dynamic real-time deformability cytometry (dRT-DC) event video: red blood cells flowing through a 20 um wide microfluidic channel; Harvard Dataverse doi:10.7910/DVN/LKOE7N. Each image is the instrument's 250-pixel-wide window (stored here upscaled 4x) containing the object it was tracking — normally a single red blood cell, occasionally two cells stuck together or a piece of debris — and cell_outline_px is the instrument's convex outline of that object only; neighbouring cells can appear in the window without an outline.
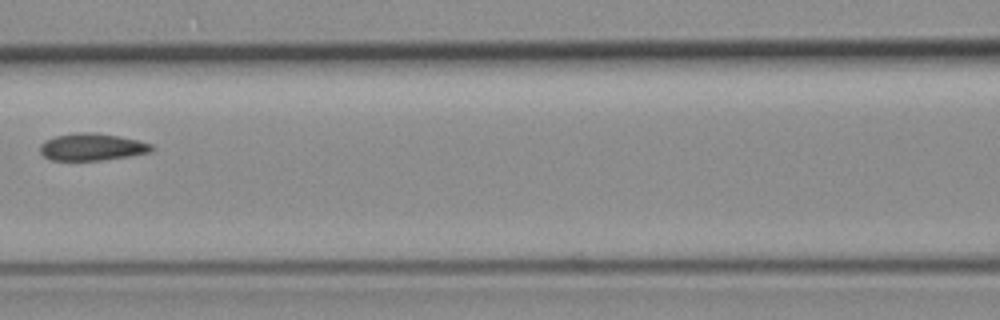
{"species": "common noctule bat (a hibernating species)", "species_latin": "Nyctalus noctula", "temperature_condition": "room temperature", "stored_images_in_passage": 4, "camera_frame_rate_fps": 3000, "um_per_image_px": 0.085, "animal": {"sex": "female", "body_mass_g": 19.3, "forearm_length_mm": 54.1}, "frame": {"image": 1, "passage_image": 4, "time_ms": 3.333, "image_size_px": [1000, 320], "cell_outline_px": [[152, 152], [104, 160], [52, 160], [44, 156], [40, 152], [40, 144], [44, 140], [56, 136], [76, 132], [92, 132], [116, 136], [136, 140], [152, 144]], "centroid_in_image_um": [7.78, 12.49], "position_along_channel_um": 158.8, "area_um2": 17.51}}